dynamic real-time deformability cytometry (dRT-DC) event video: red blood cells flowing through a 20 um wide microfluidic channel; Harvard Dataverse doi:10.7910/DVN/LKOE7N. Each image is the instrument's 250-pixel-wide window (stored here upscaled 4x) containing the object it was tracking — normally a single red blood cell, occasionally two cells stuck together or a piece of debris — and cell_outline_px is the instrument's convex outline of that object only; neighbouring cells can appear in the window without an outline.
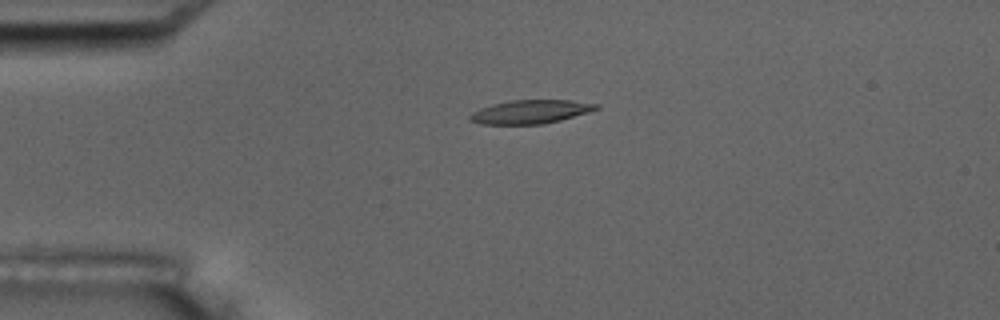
{"species": "common noctule bat (a hibernating species)", "species_latin": "Nyctalus noctula", "temperature_condition": "room temperature", "stored_images_in_passage": 2, "camera_frame_rate_fps": 3000, "um_per_image_px": 0.085, "animal": {"sex": "male", "body_mass_g": 17.5, "forearm_length_mm": 52.3}, "frame": {"image": 1, "passage_image": 1, "time_ms": 0.0, "image_size_px": [1000, 320], "cell_outline_px": [[600, 108], [588, 112], [560, 120], [544, 124], [480, 124], [468, 120], [468, 116], [472, 112], [480, 108], [492, 104], [512, 100], [572, 100], [600, 104]], "centroid_in_image_um": [45.08, 9.5], "position_along_channel_um": 39.9, "area_um2": 17.46}}